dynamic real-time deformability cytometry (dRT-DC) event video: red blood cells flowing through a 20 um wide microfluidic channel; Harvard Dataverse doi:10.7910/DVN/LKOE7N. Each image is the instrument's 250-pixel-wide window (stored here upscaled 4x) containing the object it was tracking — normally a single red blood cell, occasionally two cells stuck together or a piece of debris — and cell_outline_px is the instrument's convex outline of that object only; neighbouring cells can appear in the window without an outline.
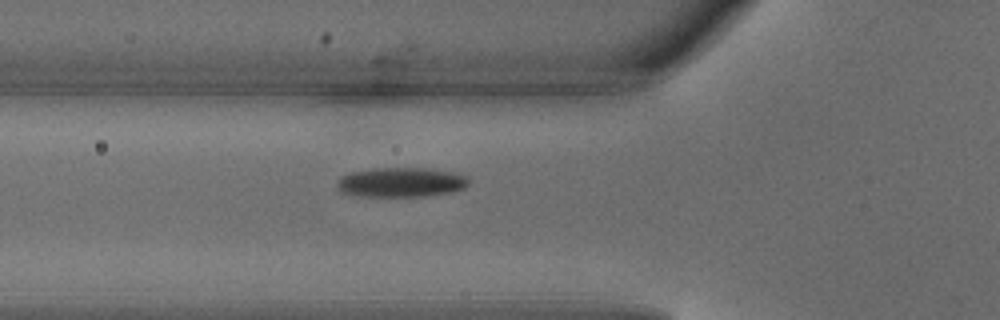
{"species": "common noctule bat (a hibernating species)", "species_latin": "Nyctalus noctula", "temperature_condition": "warm", "stored_images_in_passage": 3, "camera_frame_rate_fps": 3000, "um_per_image_px": 0.085, "animal": {"sex": "male", "body_mass_g": 18.8}, "frame": {"image": 1, "passage_image": 3, "time_ms": 0.667, "image_size_px": [1000, 320], "cell_outline_px": [[468, 184], [464, 188], [452, 192], [428, 196], [360, 196], [340, 192], [336, 184], [336, 180], [340, 176], [352, 172], [372, 168], [424, 168], [456, 172], [468, 176]], "centroid_in_image_um": [34.09, 15.49], "position_along_channel_um": 91.7, "area_um2": 22.95}}